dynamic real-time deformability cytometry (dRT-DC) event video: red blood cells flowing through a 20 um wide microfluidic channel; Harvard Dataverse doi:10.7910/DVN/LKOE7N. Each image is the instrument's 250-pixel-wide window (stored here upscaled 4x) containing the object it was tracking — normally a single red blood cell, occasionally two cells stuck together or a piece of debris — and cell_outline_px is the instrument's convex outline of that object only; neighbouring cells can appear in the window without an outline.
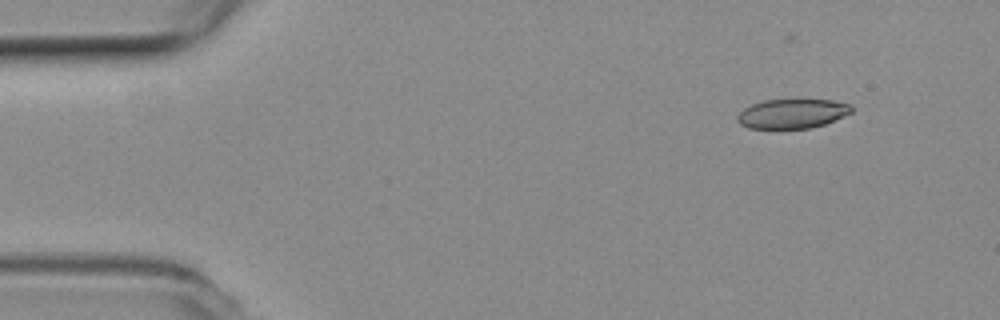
{"species": "common noctule bat (a hibernating species)", "species_latin": "Nyctalus noctula", "temperature_condition": "room temperature", "stored_images_in_passage": 4, "camera_frame_rate_fps": 3000, "um_per_image_px": 0.085, "animal": {"sex": "female", "body_mass_g": 19.3, "forearm_length_mm": 54.1}, "frame": {"image": 1, "passage_image": 1, "time_ms": 0.0, "image_size_px": [1000, 320], "cell_outline_px": [[852, 112], [824, 124], [812, 128], [748, 128], [740, 124], [736, 120], [736, 116], [744, 108], [752, 104], [764, 100], [832, 100], [852, 104]], "centroid_in_image_um": [67.32, 9.66], "position_along_channel_um": 17.7, "area_um2": 19.48}}
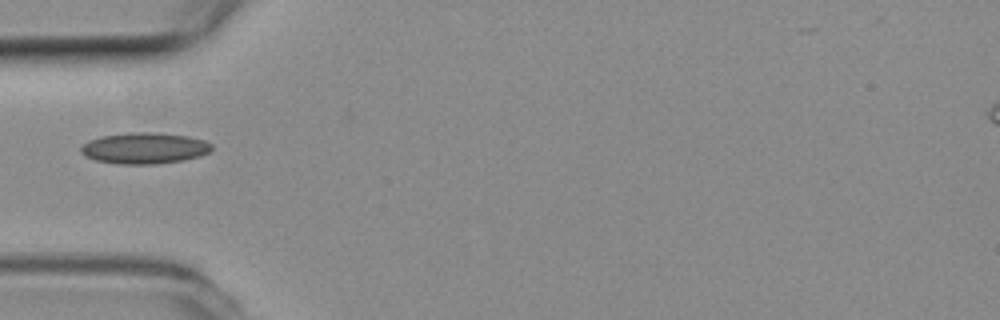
{"frame": {"image": 2, "passage_image": 4, "time_ms": 1.0, "image_size_px": [1000, 320], "cell_outline_px": [[212, 148], [208, 152], [200, 156], [184, 160], [156, 164], [120, 164], [96, 160], [84, 156], [80, 152], [80, 148], [88, 140], [100, 136], [132, 132], [156, 132], [188, 136], [204, 140], [212, 144]], "centroid_in_image_um": [12.27, 12.59], "position_along_channel_um": 72.7, "area_um2": 23.87}}